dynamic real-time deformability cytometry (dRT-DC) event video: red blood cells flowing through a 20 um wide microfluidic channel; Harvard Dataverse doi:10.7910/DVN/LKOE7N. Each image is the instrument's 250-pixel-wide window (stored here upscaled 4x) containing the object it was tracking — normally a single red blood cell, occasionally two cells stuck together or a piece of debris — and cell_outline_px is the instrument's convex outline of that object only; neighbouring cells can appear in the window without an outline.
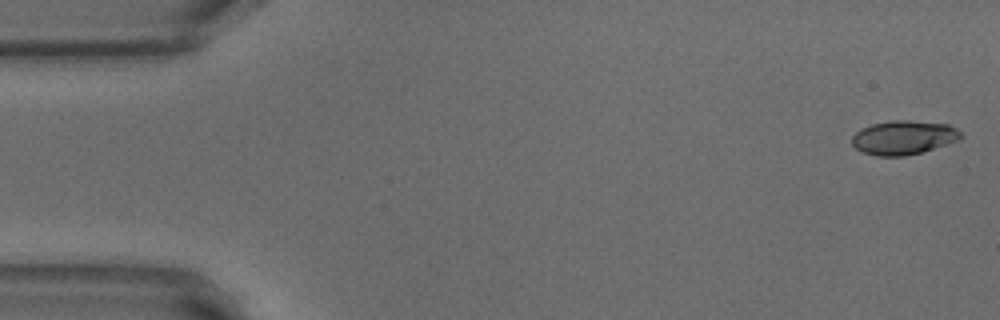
{"species": "common noctule bat (a hibernating species)", "species_latin": "Nyctalus noctula", "temperature_condition": "warm", "stored_images_in_passage": 51, "camera_frame_rate_fps": 3000, "um_per_image_px": 0.085, "animal": {"sex": "male", "body_mass_g": 18.8}, "frame": {"image": 1, "passage_image": 1, "time_ms": 0.0, "image_size_px": [1000, 320], "cell_outline_px": [[964, 136], [956, 140], [920, 152], [904, 156], [876, 156], [864, 152], [856, 148], [852, 144], [852, 136], [860, 128], [872, 124], [896, 120], [908, 120], [948, 124], [956, 128]], "centroid_in_image_um": [76.77, 11.68], "position_along_channel_um": 8.2, "area_um2": 21.27}}
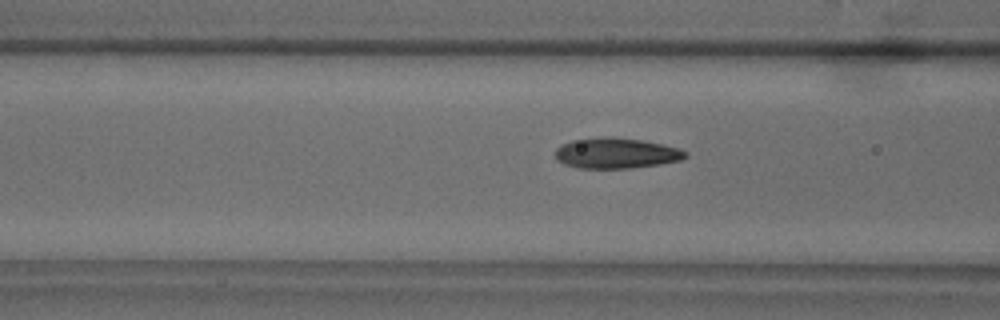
{"frame": {"image": 2, "passage_image": 19, "time_ms": 6.0, "image_size_px": [1000, 320], "cell_outline_px": [[688, 156], [680, 160], [660, 164], [632, 168], [576, 168], [564, 164], [556, 160], [556, 148], [560, 144], [572, 140], [604, 136], [612, 136], [644, 140], [676, 148], [688, 152]], "centroid_in_image_um": [52.34, 13.01], "position_along_channel_um": 114.3, "area_um2": 23.35}}
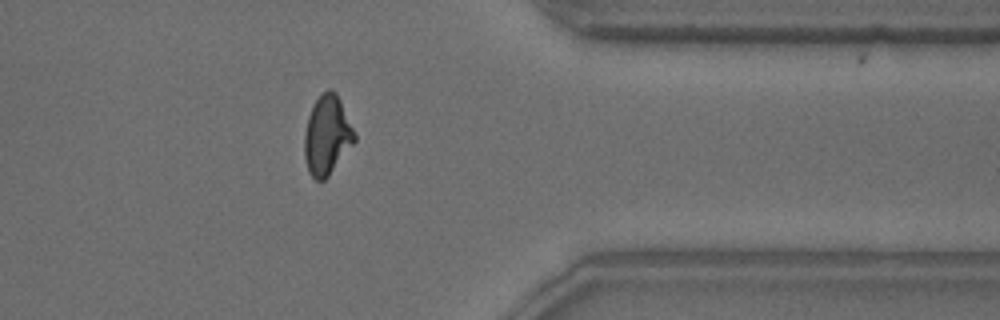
{"frame": {"image": 3, "passage_image": 41, "time_ms": 13.333, "image_size_px": [1000, 320], "cell_outline_px": [[356, 140], [328, 176], [324, 180], [316, 180], [308, 172], [304, 156], [304, 136], [308, 116], [316, 100], [328, 88], [336, 92], [340, 100], [356, 136]], "centroid_in_image_um": [27.78, 11.51], "position_along_channel_um": 383.6, "area_um2": 22.77}, "authors_computed_cell_mechanics": {"area_um2": 22.542, "velocity_mm_per_s": 3.873, "shape_relaxation_time_tau1_ms": 4.0568, "shape_relaxation_time_tau2_ms": 1.329, "deformation_change_tau1": 0.1797, "deformation_change_tau2": 0.0632}}